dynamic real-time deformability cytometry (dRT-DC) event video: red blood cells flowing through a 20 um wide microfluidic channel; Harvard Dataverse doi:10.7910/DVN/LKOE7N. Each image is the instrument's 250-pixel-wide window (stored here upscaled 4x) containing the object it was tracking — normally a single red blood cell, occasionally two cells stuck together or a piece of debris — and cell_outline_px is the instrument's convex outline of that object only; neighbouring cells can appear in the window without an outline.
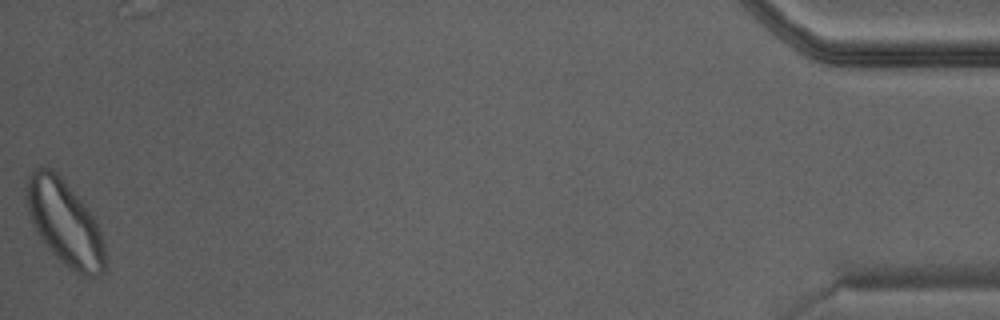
{"species": "Egyptian fruit bat (a non-hibernating species)", "species_latin": "Rousettus aegyptiacus", "temperature_condition": "warm", "stored_images_in_passage": 25, "camera_frame_rate_fps": 3000, "um_per_image_px": 0.085, "animal": {"sex": "male"}, "frame": {"image": 1, "passage_image": 25, "time_ms": 8.0, "image_size_px": [1000, 320], "cell_outline_px": [[108, 268], [104, 272], [92, 276], [84, 276], [76, 272], [64, 264], [52, 252], [36, 232], [28, 212], [28, 176], [36, 168], [48, 168], [56, 172], [64, 180], [88, 208], [100, 232], [104, 244], [108, 264]], "centroid_in_image_um": [5.55, 18.99], "position_along_channel_um": 429.6, "area_um2": 38.32}}